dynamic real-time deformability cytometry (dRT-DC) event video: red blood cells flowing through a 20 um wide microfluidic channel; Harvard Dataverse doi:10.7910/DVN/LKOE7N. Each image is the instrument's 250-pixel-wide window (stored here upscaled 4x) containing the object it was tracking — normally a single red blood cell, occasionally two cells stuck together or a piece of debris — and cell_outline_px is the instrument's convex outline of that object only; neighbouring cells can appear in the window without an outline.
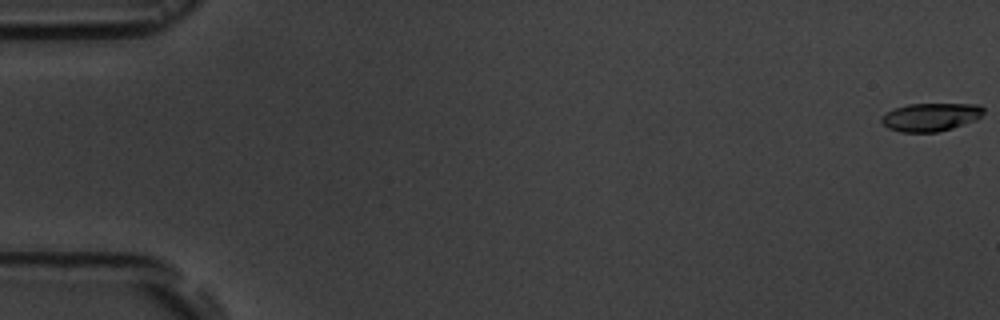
{"species": "common noctule bat (a hibernating species)", "species_latin": "Nyctalus noctula", "temperature_condition": "room temperature", "stored_images_in_passage": 5, "camera_frame_rate_fps": 3000, "um_per_image_px": 0.085, "animal": {"sex": "male", "body_mass_g": 19.5, "forearm_length_mm": 54.6}, "frame": {"image": 1, "passage_image": 1, "time_ms": 0.0, "image_size_px": [1000, 320], "cell_outline_px": [[984, 112], [976, 120], [952, 128], [936, 132], [900, 132], [888, 128], [880, 120], [880, 116], [896, 108], [908, 104], [980, 104], [984, 108]], "centroid_in_image_um": [79.11, 9.95], "position_along_channel_um": 5.9, "area_um2": 16.7}}
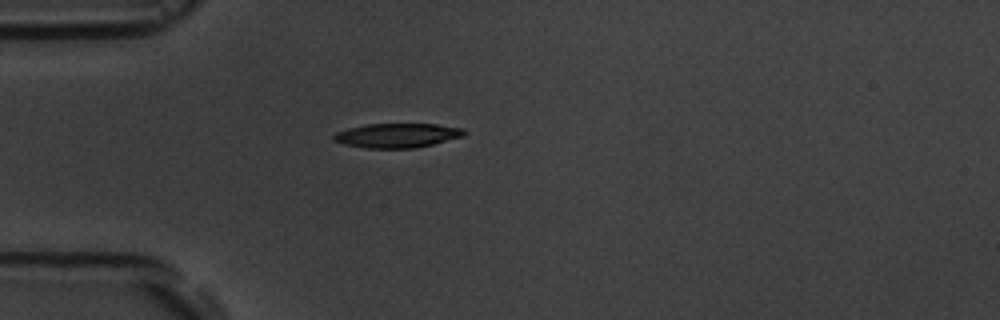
{"frame": {"image": 2, "passage_image": 5, "time_ms": 5.333, "image_size_px": [1000, 320], "cell_outline_px": [[468, 132], [464, 136], [416, 148], [368, 148], [344, 144], [332, 140], [332, 136], [336, 132], [348, 128], [368, 124], [436, 124], [464, 128]], "centroid_in_image_um": [33.78, 11.51], "position_along_channel_um": 51.2, "area_um2": 18.55}}